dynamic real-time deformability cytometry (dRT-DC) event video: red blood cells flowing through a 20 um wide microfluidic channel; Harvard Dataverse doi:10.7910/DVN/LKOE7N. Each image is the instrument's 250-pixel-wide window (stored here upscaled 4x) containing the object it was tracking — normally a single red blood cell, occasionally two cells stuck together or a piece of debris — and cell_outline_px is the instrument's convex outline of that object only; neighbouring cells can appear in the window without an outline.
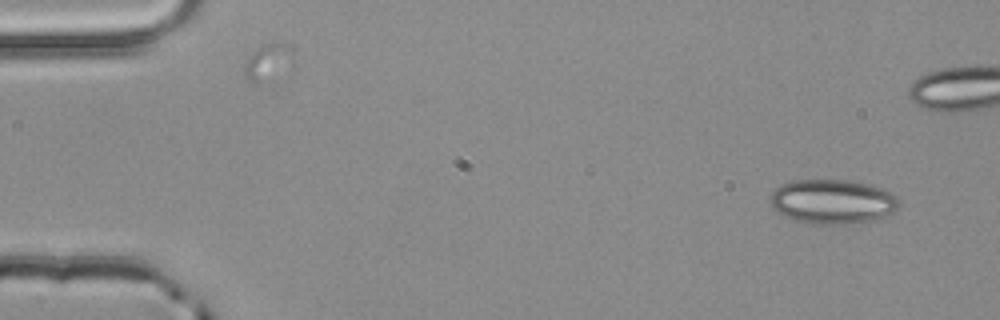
{"species": "common noctule bat (a hibernating species)", "species_latin": "Nyctalus noctula", "temperature_condition": "room temperature", "stored_images_in_passage": 5, "camera_frame_rate_fps": 3000, "um_per_image_px": 0.085, "animal": {"sex": "male", "body_mass_g": 20.4}, "frame": {"image": 1, "passage_image": 1, "time_ms": 0.0, "image_size_px": [1000, 320], "cell_outline_px": [[900, 204], [892, 212], [884, 216], [872, 220], [848, 224], [808, 224], [792, 220], [784, 216], [772, 204], [772, 192], [780, 184], [796, 180], [848, 180], [868, 184], [884, 188], [896, 196]], "centroid_in_image_um": [70.78, 17.14], "position_along_channel_um": 14.2, "area_um2": 33.23}}